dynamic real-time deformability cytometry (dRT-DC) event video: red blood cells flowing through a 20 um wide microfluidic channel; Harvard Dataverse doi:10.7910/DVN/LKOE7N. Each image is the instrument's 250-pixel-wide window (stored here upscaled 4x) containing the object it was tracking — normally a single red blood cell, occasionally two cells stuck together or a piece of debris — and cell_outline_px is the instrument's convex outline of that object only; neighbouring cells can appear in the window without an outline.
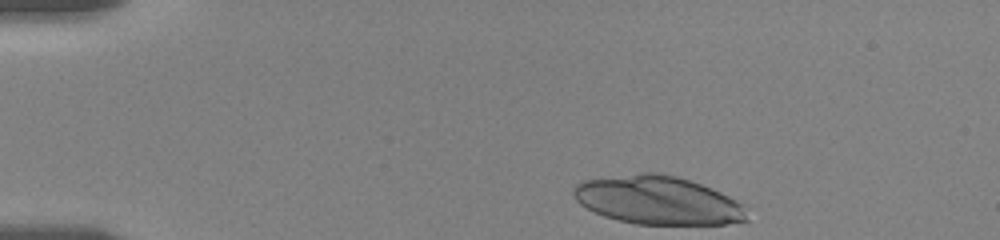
{"species": "human", "species_latin": "Homo sapiens", "temperature_condition": "room temperature", "stored_images_in_passage": 8, "camera_frame_rate_fps": 3000, "um_per_image_px": 0.085, "donor": {"sex": "female"}, "frame": {"image": 1, "passage_image": 1, "time_ms": 0.0, "image_size_px": [1000, 240], "cell_outline_px": [[748, 220], [724, 224], [636, 224], [616, 220], [604, 216], [580, 204], [576, 200], [572, 192], [572, 188], [580, 180], [640, 172], [656, 172], [676, 176], [700, 184], [720, 192], [736, 200], [740, 204]], "centroid_in_image_um": [55.84, 17.01], "position_along_channel_um": 29.2, "area_um2": 48.73}}